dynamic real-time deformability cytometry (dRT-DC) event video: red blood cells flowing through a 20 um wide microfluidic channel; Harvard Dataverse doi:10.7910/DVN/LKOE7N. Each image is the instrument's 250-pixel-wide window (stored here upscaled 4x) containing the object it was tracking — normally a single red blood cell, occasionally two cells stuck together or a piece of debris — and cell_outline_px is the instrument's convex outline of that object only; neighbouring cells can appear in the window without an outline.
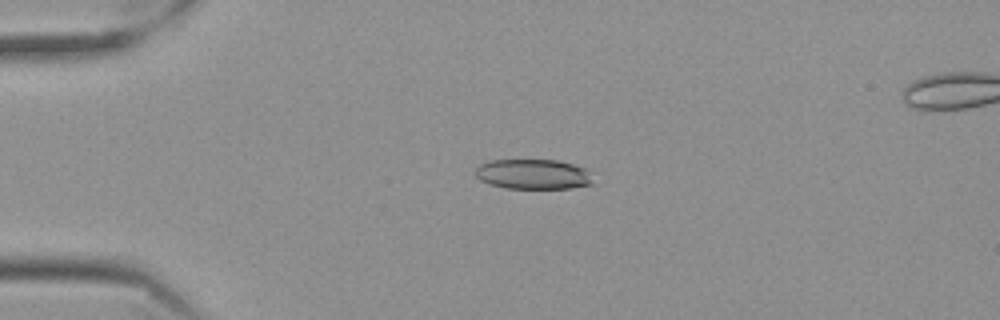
{"species": "Egyptian fruit bat (a non-hibernating species)", "species_latin": "Rousettus aegyptiacus", "temperature_condition": "cold", "stored_images_in_passage": 57, "camera_frame_rate_fps": 3000, "um_per_image_px": 0.085, "frame": {"image": 1, "passage_image": 13, "time_ms": 4.0, "image_size_px": [1000, 320], "cell_outline_px": [[592, 184], [572, 188], [504, 188], [488, 184], [480, 180], [476, 176], [476, 168], [480, 164], [488, 160], [556, 160], [572, 164], [584, 168], [588, 172]], "centroid_in_image_um": [45.26, 14.81], "position_along_channel_um": 39.7, "area_um2": 20.46}}
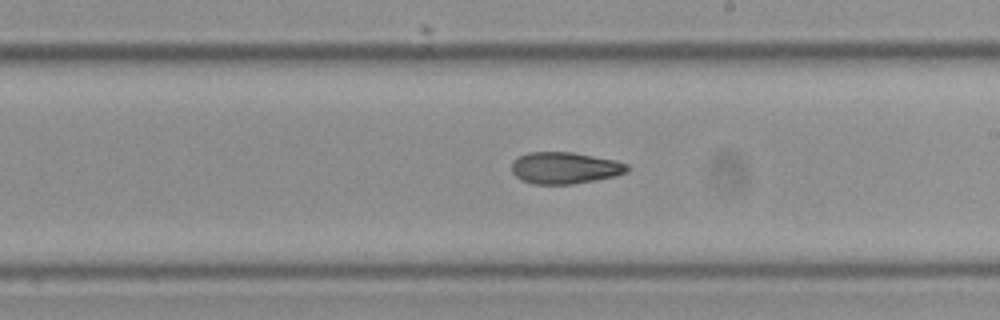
{"frame": {"image": 2, "passage_image": 33, "time_ms": 10.667, "image_size_px": [1000, 320], "cell_outline_px": [[632, 168], [628, 172], [616, 176], [596, 180], [572, 184], [532, 184], [520, 180], [512, 172], [512, 160], [528, 152], [572, 152], [616, 160], [628, 164]], "centroid_in_image_um": [48.04, 14.28], "position_along_channel_um": 241.0, "area_um2": 21.62}}
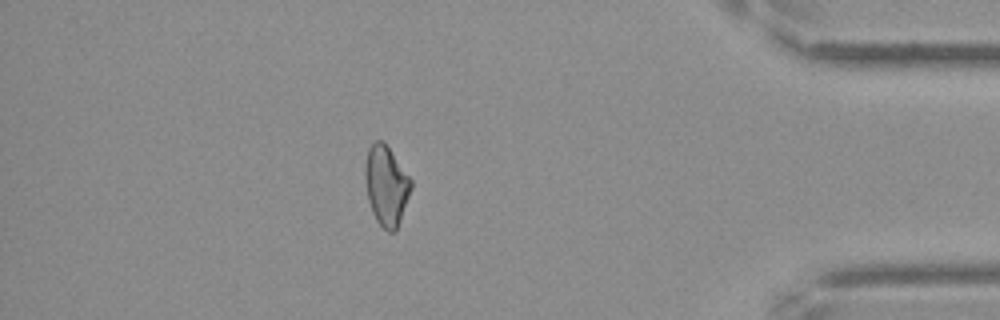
{"frame": {"image": 3, "passage_image": 50, "time_ms": 16.333, "image_size_px": [1000, 320], "cell_outline_px": [[412, 188], [396, 232], [388, 232], [376, 220], [372, 212], [368, 200], [364, 176], [364, 172], [368, 148], [376, 140], [384, 140], [412, 180]], "centroid_in_image_um": [32.83, 15.77], "position_along_channel_um": 402.4, "area_um2": 21.5}, "authors_computed_cell_mechanics": {"area_um2": 21.7328, "velocity_mm_per_s": 3.5174, "shape_relaxation_time_tau1_ms": null, "shape_relaxation_time_tau2_ms": 5.8114, "deformation_change_tau1": null, "deformation_change_tau2": 0.1299}}